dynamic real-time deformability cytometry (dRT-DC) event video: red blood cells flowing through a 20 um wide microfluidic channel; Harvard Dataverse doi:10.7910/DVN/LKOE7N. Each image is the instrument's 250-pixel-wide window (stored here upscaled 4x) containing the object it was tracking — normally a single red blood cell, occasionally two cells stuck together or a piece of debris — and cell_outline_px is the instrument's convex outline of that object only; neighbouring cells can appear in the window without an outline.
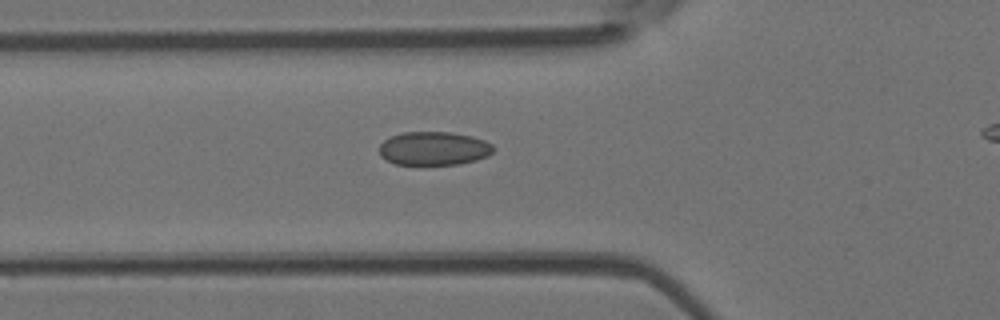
{"species": "Egyptian fruit bat (a non-hibernating species)", "species_latin": "Rousettus aegyptiacus", "temperature_condition": "room temperature", "stored_images_in_passage": 22, "camera_frame_rate_fps": 3000, "um_per_image_px": 0.085, "animal": {"sex": "female"}, "frame": {"image": 1, "passage_image": 18, "time_ms": 5.667, "image_size_px": [1000, 320], "cell_outline_px": [[496, 148], [488, 156], [476, 160], [460, 164], [396, 164], [380, 156], [380, 144], [384, 140], [392, 136], [404, 132], [448, 132], [472, 136], [484, 140], [492, 144]], "centroid_in_image_um": [36.9, 12.61], "position_along_channel_um": 88.9, "area_um2": 22.25}}
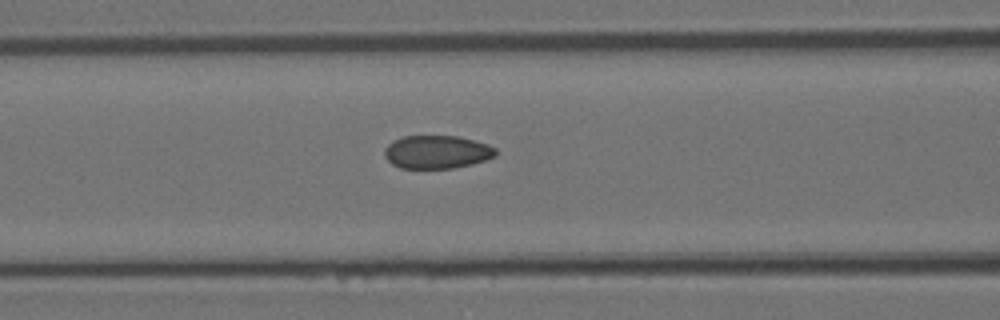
{"frame": {"image": 2, "passage_image": 21, "time_ms": 6.667, "image_size_px": [1000, 320], "cell_outline_px": [[496, 156], [472, 164], [452, 168], [400, 168], [392, 164], [384, 156], [384, 148], [392, 140], [404, 136], [456, 136], [488, 144], [496, 148]], "centroid_in_image_um": [37.11, 12.92], "position_along_channel_um": 129.5, "area_um2": 21.5}}